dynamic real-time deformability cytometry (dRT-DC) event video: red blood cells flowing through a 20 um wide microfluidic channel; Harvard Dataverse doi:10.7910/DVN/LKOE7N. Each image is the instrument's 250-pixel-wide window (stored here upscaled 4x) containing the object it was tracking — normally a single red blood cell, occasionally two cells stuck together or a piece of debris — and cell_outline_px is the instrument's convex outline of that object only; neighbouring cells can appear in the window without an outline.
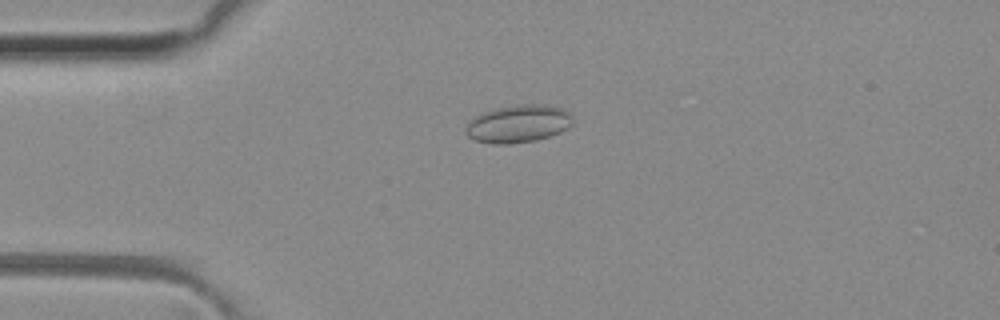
{"species": "common noctule bat (a hibernating species)", "species_latin": "Nyctalus noctula", "temperature_condition": "room temperature", "stored_images_in_passage": 43, "camera_frame_rate_fps": 3000, "um_per_image_px": 0.085, "animal": {"sex": "female", "body_mass_g": 29.2, "forearm_length_mm": 56.3}, "frame": {"image": 1, "passage_image": 5, "time_ms": 1.333, "image_size_px": [1000, 320], "cell_outline_px": [[572, 124], [568, 128], [560, 132], [536, 140], [508, 144], [492, 144], [472, 140], [464, 132], [464, 128], [468, 120], [484, 112], [496, 108], [516, 104], [544, 104], [564, 108], [572, 116]], "centroid_in_image_um": [44.02, 10.52], "position_along_channel_um": 41.0, "area_um2": 23.81}}
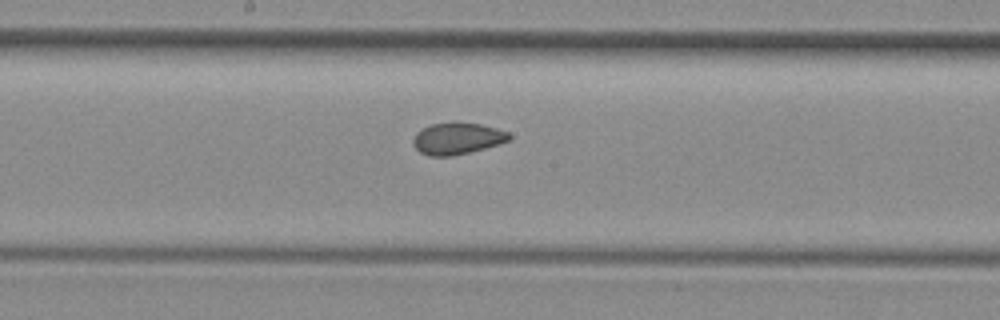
{"frame": {"image": 2, "passage_image": 19, "time_ms": 6.0, "image_size_px": [1000, 320], "cell_outline_px": [[512, 136], [508, 140], [484, 148], [452, 156], [428, 156], [420, 152], [412, 144], [412, 140], [416, 132], [432, 124], [452, 120], [480, 124], [496, 128], [508, 132]], "centroid_in_image_um": [38.82, 11.74], "position_along_channel_um": 209.4, "area_um2": 17.86}}
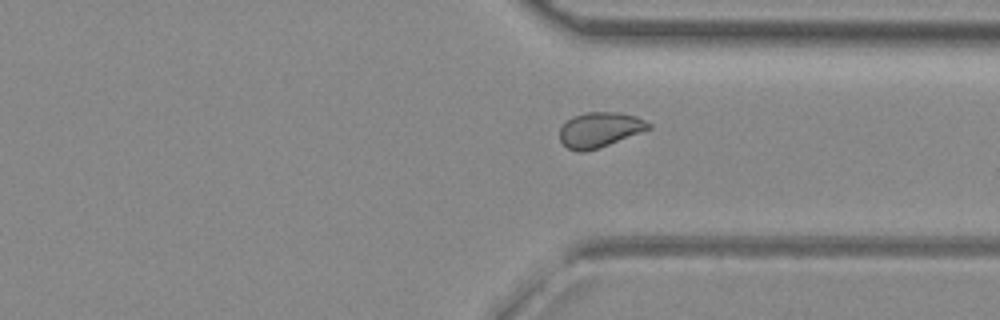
{"frame": {"image": 3, "passage_image": 30, "time_ms": 9.667, "image_size_px": [1000, 320], "cell_outline_px": [[652, 128], [608, 144], [584, 152], [576, 152], [568, 148], [560, 140], [560, 128], [572, 116], [584, 112], [620, 112], [636, 116], [652, 124]], "centroid_in_image_um": [50.97, 11.01], "position_along_channel_um": 360.4, "area_um2": 18.03}, "authors_computed_cell_mechanics": {"area_um2": 18.0914, "velocity_mm_per_s": 4.1198, "shape_relaxation_time_tau1_ms": null, "shape_relaxation_time_tau2_ms": 1.0427, "deformation_change_tau1": null, "deformation_change_tau2": 0.0567}}